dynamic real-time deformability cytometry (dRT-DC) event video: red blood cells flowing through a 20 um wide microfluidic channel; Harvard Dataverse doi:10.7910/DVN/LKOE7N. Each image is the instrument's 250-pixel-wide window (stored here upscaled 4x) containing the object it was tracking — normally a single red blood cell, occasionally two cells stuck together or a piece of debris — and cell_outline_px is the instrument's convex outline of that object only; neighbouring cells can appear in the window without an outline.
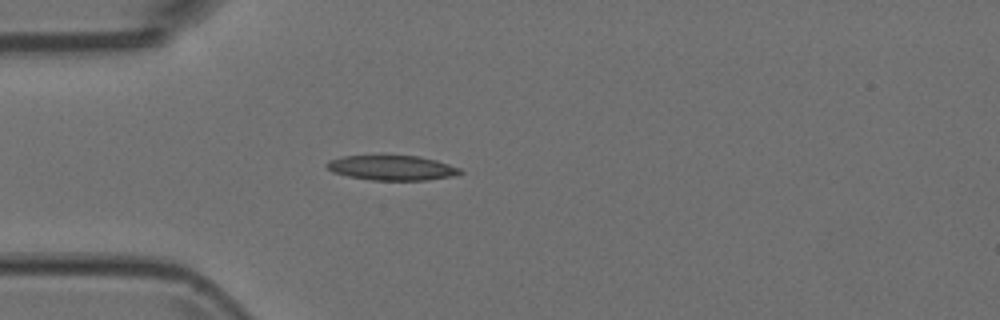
{"species": "Egyptian fruit bat (a non-hibernating species)", "species_latin": "Rousettus aegyptiacus", "temperature_condition": "room temperature", "stored_images_in_passage": 1, "camera_frame_rate_fps": 3000, "um_per_image_px": 0.085, "animal": {"sex": "female"}, "frame": {"image": 1, "passage_image": 1, "time_ms": 0.0, "image_size_px": [1000, 320], "cell_outline_px": [[464, 172], [452, 176], [428, 180], [372, 180], [348, 176], [332, 172], [324, 164], [328, 160], [340, 156], [380, 152], [384, 152], [416, 156], [436, 160], [460, 168]], "centroid_in_image_um": [33.23, 14.2], "position_along_channel_um": 51.8, "area_um2": 20.4}}